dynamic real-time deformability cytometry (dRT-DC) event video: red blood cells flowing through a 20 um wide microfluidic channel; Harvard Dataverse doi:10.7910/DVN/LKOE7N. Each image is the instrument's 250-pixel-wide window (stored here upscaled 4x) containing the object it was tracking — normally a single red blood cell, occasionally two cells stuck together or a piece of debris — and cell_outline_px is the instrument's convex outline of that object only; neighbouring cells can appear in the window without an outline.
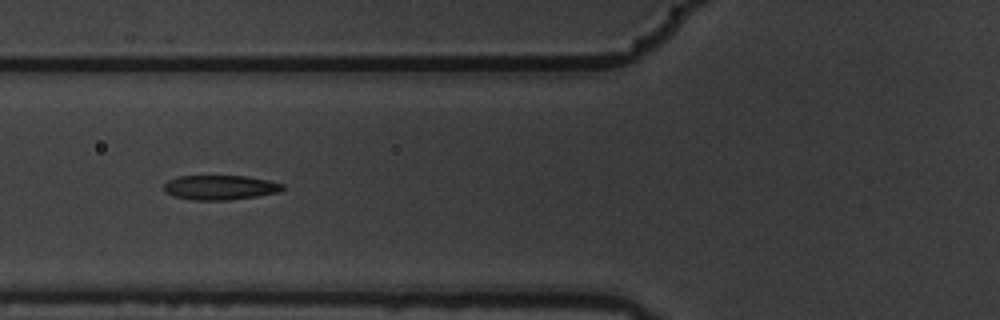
{"species": "common noctule bat (a hibernating species)", "species_latin": "Nyctalus noctula", "temperature_condition": "warm", "stored_images_in_passage": 10, "camera_frame_rate_fps": 3000, "um_per_image_px": 0.085, "animal": {"sex": "male", "body_mass_g": 19.5, "forearm_length_mm": 54.6}, "frame": {"image": 1, "passage_image": 6, "time_ms": 1.667, "image_size_px": [1000, 320], "cell_outline_px": [[284, 188], [280, 192], [260, 196], [228, 200], [192, 200], [172, 196], [164, 192], [164, 184], [168, 180], [176, 176], [248, 176], [268, 180], [284, 184]], "centroid_in_image_um": [18.71, 15.94], "position_along_channel_um": 107.1, "area_um2": 17.28}}
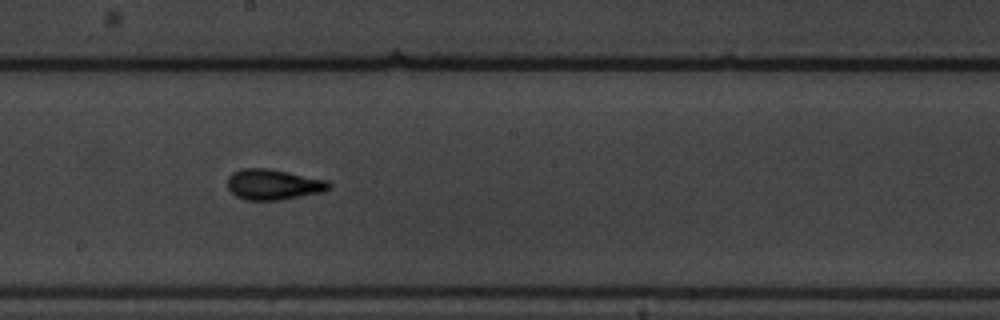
{"frame": {"image": 2, "passage_image": 9, "time_ms": 2.667, "image_size_px": [1000, 320], "cell_outline_px": [[332, 184], [324, 192], [280, 200], [244, 200], [236, 196], [228, 188], [228, 176], [232, 172], [240, 168], [268, 168], [328, 180]], "centroid_in_image_um": [23.23, 15.68], "position_along_channel_um": 225.0, "area_um2": 18.21}}
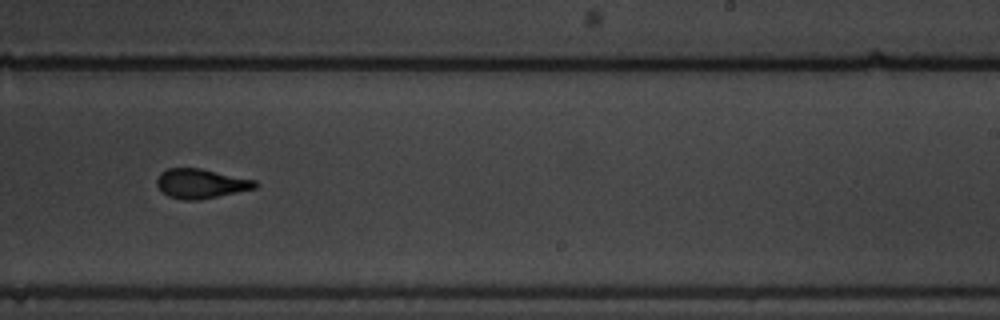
{"frame": {"image": 3, "passage_image": 10, "time_ms": 3.0, "image_size_px": [1000, 320], "cell_outline_px": [[260, 184], [256, 188], [200, 200], [184, 200], [168, 196], [156, 184], [156, 180], [160, 172], [168, 168], [200, 168], [256, 180]], "centroid_in_image_um": [17.09, 15.6], "position_along_channel_um": 271.9, "area_um2": 16.94}}